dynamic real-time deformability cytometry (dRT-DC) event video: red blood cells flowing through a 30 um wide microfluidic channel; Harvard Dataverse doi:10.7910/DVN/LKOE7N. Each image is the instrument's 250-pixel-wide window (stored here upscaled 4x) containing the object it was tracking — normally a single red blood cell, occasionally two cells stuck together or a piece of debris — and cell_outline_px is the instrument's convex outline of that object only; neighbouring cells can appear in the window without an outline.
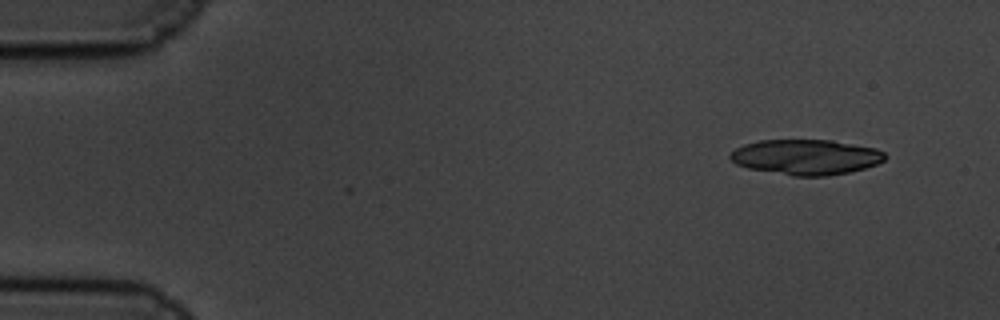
{"species": "common noctule bat (a hibernating species)", "species_latin": "Nyctalus noctula", "temperature_condition": "cold", "stored_images_in_passage": 55, "segment_of_instrument_passage": [1, 2], "camera_frame_rate_fps": 3000, "um_per_image_px": 0.085, "animal": {"sex": "male", "body_mass_g": 19.5, "forearm_length_mm": 54.6}, "frame": {"image": 1, "passage_image": 1, "time_ms": 0.0, "image_size_px": [1000, 320], "cell_outline_px": [[888, 156], [884, 160], [876, 164], [864, 168], [848, 172], [828, 176], [792, 176], [748, 168], [736, 164], [728, 156], [736, 148], [744, 144], [760, 140], [832, 140], [876, 148], [884, 152]], "centroid_in_image_um": [68.52, 13.35], "position_along_channel_um": 16.5, "area_um2": 31.85}}